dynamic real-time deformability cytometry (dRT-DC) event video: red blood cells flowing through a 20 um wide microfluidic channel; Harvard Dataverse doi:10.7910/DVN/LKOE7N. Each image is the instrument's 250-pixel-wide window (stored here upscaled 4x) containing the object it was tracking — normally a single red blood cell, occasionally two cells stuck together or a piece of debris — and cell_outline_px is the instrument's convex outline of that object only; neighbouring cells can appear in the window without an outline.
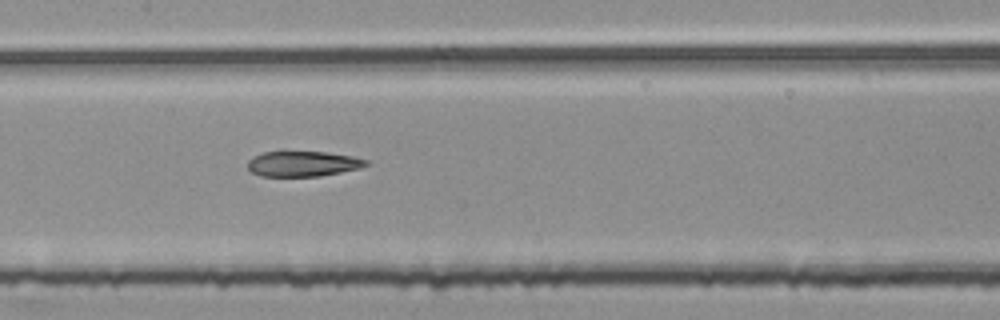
{"species": "common noctule bat (a hibernating species)", "species_latin": "Nyctalus noctula", "temperature_condition": "room temperature", "stored_images_in_passage": 48, "segment_of_instrument_passage": [2, 3], "camera_frame_rate_fps": 3000, "um_per_image_px": 0.085, "animal": {"sex": "female", "body_mass_g": 25.1}, "frame": {"image": 1, "passage_image": 19, "time_ms": 6.0, "image_size_px": [1000, 320], "cell_outline_px": [[372, 164], [360, 168], [320, 176], [260, 176], [252, 172], [248, 168], [248, 160], [252, 156], [264, 152], [324, 152], [352, 156], [368, 160]], "centroid_in_image_um": [25.76, 13.92], "position_along_channel_um": 181.6, "area_um2": 17.46}}
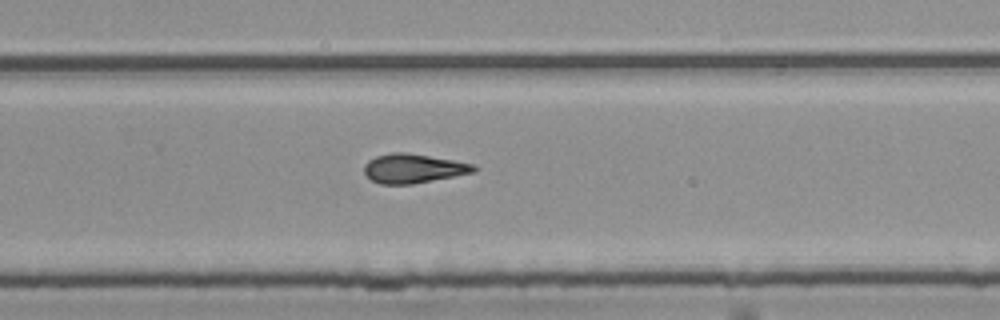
{"frame": {"image": 2, "passage_image": 28, "time_ms": 9.0, "image_size_px": [1000, 320], "cell_outline_px": [[480, 168], [476, 172], [412, 184], [380, 184], [372, 180], [364, 172], [364, 164], [368, 160], [376, 156], [392, 152], [404, 152], [476, 164]], "centroid_in_image_um": [35.16, 14.32], "position_along_channel_um": 294.6, "area_um2": 18.67}}
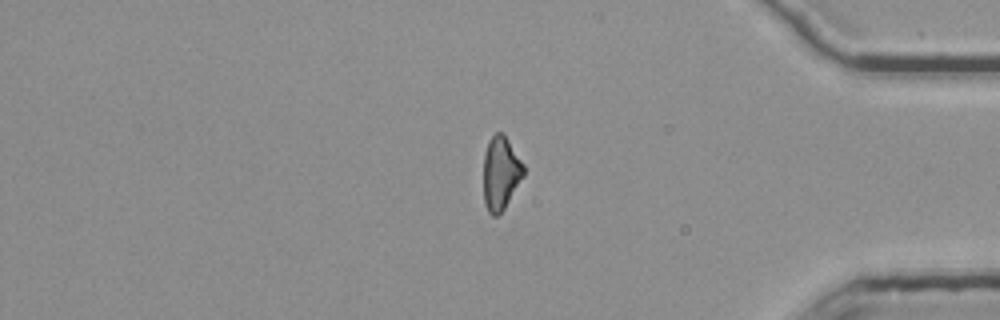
{"frame": {"image": 3, "passage_image": 38, "time_ms": 12.333, "image_size_px": [1000, 320], "cell_outline_px": [[524, 176], [504, 208], [496, 216], [492, 216], [488, 212], [484, 200], [484, 152], [488, 140], [496, 132], [504, 132], [524, 164]], "centroid_in_image_um": [42.56, 14.67], "position_along_channel_um": 392.6, "area_um2": 17.28}}